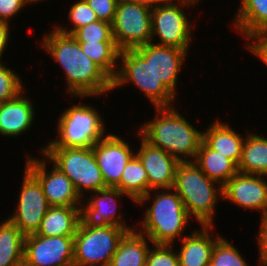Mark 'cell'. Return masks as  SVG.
Wrapping results in <instances>:
<instances>
[{
  "label": "cell",
  "instance_id": "obj_34",
  "mask_svg": "<svg viewBox=\"0 0 267 266\" xmlns=\"http://www.w3.org/2000/svg\"><path fill=\"white\" fill-rule=\"evenodd\" d=\"M175 245L152 244L148 250L145 266H180ZM173 248V249H172Z\"/></svg>",
  "mask_w": 267,
  "mask_h": 266
},
{
  "label": "cell",
  "instance_id": "obj_31",
  "mask_svg": "<svg viewBox=\"0 0 267 266\" xmlns=\"http://www.w3.org/2000/svg\"><path fill=\"white\" fill-rule=\"evenodd\" d=\"M69 26L64 27L60 24L54 25L58 31L72 35L77 29L99 20L96 13L90 8L86 0H75L68 10ZM60 25V26H59Z\"/></svg>",
  "mask_w": 267,
  "mask_h": 266
},
{
  "label": "cell",
  "instance_id": "obj_5",
  "mask_svg": "<svg viewBox=\"0 0 267 266\" xmlns=\"http://www.w3.org/2000/svg\"><path fill=\"white\" fill-rule=\"evenodd\" d=\"M65 109L58 116L57 138H50L43 147L92 148L108 134L103 114L91 103L79 102Z\"/></svg>",
  "mask_w": 267,
  "mask_h": 266
},
{
  "label": "cell",
  "instance_id": "obj_25",
  "mask_svg": "<svg viewBox=\"0 0 267 266\" xmlns=\"http://www.w3.org/2000/svg\"><path fill=\"white\" fill-rule=\"evenodd\" d=\"M151 240L136 230L127 232L120 240L109 266H145ZM150 245V246H149Z\"/></svg>",
  "mask_w": 267,
  "mask_h": 266
},
{
  "label": "cell",
  "instance_id": "obj_2",
  "mask_svg": "<svg viewBox=\"0 0 267 266\" xmlns=\"http://www.w3.org/2000/svg\"><path fill=\"white\" fill-rule=\"evenodd\" d=\"M154 119L140 123V136L179 162L194 161L203 141V131L189 122L175 106L154 107ZM151 120V121H150Z\"/></svg>",
  "mask_w": 267,
  "mask_h": 266
},
{
  "label": "cell",
  "instance_id": "obj_39",
  "mask_svg": "<svg viewBox=\"0 0 267 266\" xmlns=\"http://www.w3.org/2000/svg\"><path fill=\"white\" fill-rule=\"evenodd\" d=\"M11 23L4 21V20H0V62H2L3 60V55L6 52L5 50L7 49L9 40L11 39L10 35L11 29H13L10 25ZM11 27V28H10Z\"/></svg>",
  "mask_w": 267,
  "mask_h": 266
},
{
  "label": "cell",
  "instance_id": "obj_28",
  "mask_svg": "<svg viewBox=\"0 0 267 266\" xmlns=\"http://www.w3.org/2000/svg\"><path fill=\"white\" fill-rule=\"evenodd\" d=\"M136 203L149 192V180L140 159L134 155L126 164L121 181L116 186Z\"/></svg>",
  "mask_w": 267,
  "mask_h": 266
},
{
  "label": "cell",
  "instance_id": "obj_22",
  "mask_svg": "<svg viewBox=\"0 0 267 266\" xmlns=\"http://www.w3.org/2000/svg\"><path fill=\"white\" fill-rule=\"evenodd\" d=\"M236 12L233 15L232 29L247 39L245 41L267 32V0H240Z\"/></svg>",
  "mask_w": 267,
  "mask_h": 266
},
{
  "label": "cell",
  "instance_id": "obj_37",
  "mask_svg": "<svg viewBox=\"0 0 267 266\" xmlns=\"http://www.w3.org/2000/svg\"><path fill=\"white\" fill-rule=\"evenodd\" d=\"M248 52L261 60L262 63L267 66V32H263L255 35L248 43L245 45Z\"/></svg>",
  "mask_w": 267,
  "mask_h": 266
},
{
  "label": "cell",
  "instance_id": "obj_24",
  "mask_svg": "<svg viewBox=\"0 0 267 266\" xmlns=\"http://www.w3.org/2000/svg\"><path fill=\"white\" fill-rule=\"evenodd\" d=\"M210 179L224 186L237 172V165L219 152L210 149L203 141L193 161Z\"/></svg>",
  "mask_w": 267,
  "mask_h": 266
},
{
  "label": "cell",
  "instance_id": "obj_4",
  "mask_svg": "<svg viewBox=\"0 0 267 266\" xmlns=\"http://www.w3.org/2000/svg\"><path fill=\"white\" fill-rule=\"evenodd\" d=\"M173 189L191 219L200 226H215L217 204L223 200L219 183L208 178L193 161H186L176 168Z\"/></svg>",
  "mask_w": 267,
  "mask_h": 266
},
{
  "label": "cell",
  "instance_id": "obj_16",
  "mask_svg": "<svg viewBox=\"0 0 267 266\" xmlns=\"http://www.w3.org/2000/svg\"><path fill=\"white\" fill-rule=\"evenodd\" d=\"M266 175L237 172L222 186L223 200L246 211H260V217L267 214Z\"/></svg>",
  "mask_w": 267,
  "mask_h": 266
},
{
  "label": "cell",
  "instance_id": "obj_19",
  "mask_svg": "<svg viewBox=\"0 0 267 266\" xmlns=\"http://www.w3.org/2000/svg\"><path fill=\"white\" fill-rule=\"evenodd\" d=\"M25 92L0 103V136L18 138L34 125L35 105Z\"/></svg>",
  "mask_w": 267,
  "mask_h": 266
},
{
  "label": "cell",
  "instance_id": "obj_10",
  "mask_svg": "<svg viewBox=\"0 0 267 266\" xmlns=\"http://www.w3.org/2000/svg\"><path fill=\"white\" fill-rule=\"evenodd\" d=\"M151 16L146 6L118 0L112 34L120 51L151 43Z\"/></svg>",
  "mask_w": 267,
  "mask_h": 266
},
{
  "label": "cell",
  "instance_id": "obj_17",
  "mask_svg": "<svg viewBox=\"0 0 267 266\" xmlns=\"http://www.w3.org/2000/svg\"><path fill=\"white\" fill-rule=\"evenodd\" d=\"M149 63L154 74L177 97L179 74L184 69L190 51L155 44L153 42L135 48Z\"/></svg>",
  "mask_w": 267,
  "mask_h": 266
},
{
  "label": "cell",
  "instance_id": "obj_42",
  "mask_svg": "<svg viewBox=\"0 0 267 266\" xmlns=\"http://www.w3.org/2000/svg\"><path fill=\"white\" fill-rule=\"evenodd\" d=\"M186 1L192 2V3L196 4V6H197V4L201 3L202 0H186Z\"/></svg>",
  "mask_w": 267,
  "mask_h": 266
},
{
  "label": "cell",
  "instance_id": "obj_15",
  "mask_svg": "<svg viewBox=\"0 0 267 266\" xmlns=\"http://www.w3.org/2000/svg\"><path fill=\"white\" fill-rule=\"evenodd\" d=\"M129 144L120 135L108 133L92 147L107 187H116L120 183L126 164L135 155L136 150Z\"/></svg>",
  "mask_w": 267,
  "mask_h": 266
},
{
  "label": "cell",
  "instance_id": "obj_18",
  "mask_svg": "<svg viewBox=\"0 0 267 266\" xmlns=\"http://www.w3.org/2000/svg\"><path fill=\"white\" fill-rule=\"evenodd\" d=\"M136 133L140 147L135 151V155L146 170L149 191L173 188L179 161L164 150L150 145L140 136L139 131L136 130Z\"/></svg>",
  "mask_w": 267,
  "mask_h": 266
},
{
  "label": "cell",
  "instance_id": "obj_26",
  "mask_svg": "<svg viewBox=\"0 0 267 266\" xmlns=\"http://www.w3.org/2000/svg\"><path fill=\"white\" fill-rule=\"evenodd\" d=\"M247 130L238 172L267 176V137Z\"/></svg>",
  "mask_w": 267,
  "mask_h": 266
},
{
  "label": "cell",
  "instance_id": "obj_14",
  "mask_svg": "<svg viewBox=\"0 0 267 266\" xmlns=\"http://www.w3.org/2000/svg\"><path fill=\"white\" fill-rule=\"evenodd\" d=\"M74 236H25L23 266H73Z\"/></svg>",
  "mask_w": 267,
  "mask_h": 266
},
{
  "label": "cell",
  "instance_id": "obj_32",
  "mask_svg": "<svg viewBox=\"0 0 267 266\" xmlns=\"http://www.w3.org/2000/svg\"><path fill=\"white\" fill-rule=\"evenodd\" d=\"M72 36L78 42H115L112 24L103 20H97L77 29Z\"/></svg>",
  "mask_w": 267,
  "mask_h": 266
},
{
  "label": "cell",
  "instance_id": "obj_7",
  "mask_svg": "<svg viewBox=\"0 0 267 266\" xmlns=\"http://www.w3.org/2000/svg\"><path fill=\"white\" fill-rule=\"evenodd\" d=\"M39 152L72 181L82 199L86 193L107 188L92 148L41 147Z\"/></svg>",
  "mask_w": 267,
  "mask_h": 266
},
{
  "label": "cell",
  "instance_id": "obj_20",
  "mask_svg": "<svg viewBox=\"0 0 267 266\" xmlns=\"http://www.w3.org/2000/svg\"><path fill=\"white\" fill-rule=\"evenodd\" d=\"M214 226H201L183 237L177 251L180 266H209L211 253L221 235H212ZM214 236V237H213Z\"/></svg>",
  "mask_w": 267,
  "mask_h": 266
},
{
  "label": "cell",
  "instance_id": "obj_13",
  "mask_svg": "<svg viewBox=\"0 0 267 266\" xmlns=\"http://www.w3.org/2000/svg\"><path fill=\"white\" fill-rule=\"evenodd\" d=\"M21 189L15 210L7 217L25 235L36 233L46 212L48 204L39 181L24 167Z\"/></svg>",
  "mask_w": 267,
  "mask_h": 266
},
{
  "label": "cell",
  "instance_id": "obj_23",
  "mask_svg": "<svg viewBox=\"0 0 267 266\" xmlns=\"http://www.w3.org/2000/svg\"><path fill=\"white\" fill-rule=\"evenodd\" d=\"M80 206H51L41 221L37 235L75 236L80 222Z\"/></svg>",
  "mask_w": 267,
  "mask_h": 266
},
{
  "label": "cell",
  "instance_id": "obj_30",
  "mask_svg": "<svg viewBox=\"0 0 267 266\" xmlns=\"http://www.w3.org/2000/svg\"><path fill=\"white\" fill-rule=\"evenodd\" d=\"M209 266H249L232 242L222 236L216 241Z\"/></svg>",
  "mask_w": 267,
  "mask_h": 266
},
{
  "label": "cell",
  "instance_id": "obj_12",
  "mask_svg": "<svg viewBox=\"0 0 267 266\" xmlns=\"http://www.w3.org/2000/svg\"><path fill=\"white\" fill-rule=\"evenodd\" d=\"M27 153L25 168L39 181L50 206H80L82 198L72 181L43 154L34 157ZM43 157V158H42ZM49 167V169H48Z\"/></svg>",
  "mask_w": 267,
  "mask_h": 266
},
{
  "label": "cell",
  "instance_id": "obj_9",
  "mask_svg": "<svg viewBox=\"0 0 267 266\" xmlns=\"http://www.w3.org/2000/svg\"><path fill=\"white\" fill-rule=\"evenodd\" d=\"M127 232L119 226L86 227L79 222L74 236L73 266H109Z\"/></svg>",
  "mask_w": 267,
  "mask_h": 266
},
{
  "label": "cell",
  "instance_id": "obj_3",
  "mask_svg": "<svg viewBox=\"0 0 267 266\" xmlns=\"http://www.w3.org/2000/svg\"><path fill=\"white\" fill-rule=\"evenodd\" d=\"M149 202L142 221L136 222L137 232L147 236L153 244L167 245H174V241L179 242L188 235L183 233L192 221L184 203L173 188L151 190L135 204L145 206Z\"/></svg>",
  "mask_w": 267,
  "mask_h": 266
},
{
  "label": "cell",
  "instance_id": "obj_21",
  "mask_svg": "<svg viewBox=\"0 0 267 266\" xmlns=\"http://www.w3.org/2000/svg\"><path fill=\"white\" fill-rule=\"evenodd\" d=\"M213 121L203 131V142L210 149L221 153L238 166L246 134L245 136L240 135L230 126V123L222 122L219 119H213Z\"/></svg>",
  "mask_w": 267,
  "mask_h": 266
},
{
  "label": "cell",
  "instance_id": "obj_6",
  "mask_svg": "<svg viewBox=\"0 0 267 266\" xmlns=\"http://www.w3.org/2000/svg\"><path fill=\"white\" fill-rule=\"evenodd\" d=\"M130 83L150 100L153 108L175 106V100H178L135 49L120 51L118 70L112 79V91Z\"/></svg>",
  "mask_w": 267,
  "mask_h": 266
},
{
  "label": "cell",
  "instance_id": "obj_29",
  "mask_svg": "<svg viewBox=\"0 0 267 266\" xmlns=\"http://www.w3.org/2000/svg\"><path fill=\"white\" fill-rule=\"evenodd\" d=\"M82 51L111 79L118 70L120 50L116 42H79Z\"/></svg>",
  "mask_w": 267,
  "mask_h": 266
},
{
  "label": "cell",
  "instance_id": "obj_40",
  "mask_svg": "<svg viewBox=\"0 0 267 266\" xmlns=\"http://www.w3.org/2000/svg\"><path fill=\"white\" fill-rule=\"evenodd\" d=\"M125 1L140 4L152 9L158 4L165 2L166 0H125Z\"/></svg>",
  "mask_w": 267,
  "mask_h": 266
},
{
  "label": "cell",
  "instance_id": "obj_8",
  "mask_svg": "<svg viewBox=\"0 0 267 266\" xmlns=\"http://www.w3.org/2000/svg\"><path fill=\"white\" fill-rule=\"evenodd\" d=\"M195 5L186 0H166L152 8L151 42L188 51L195 26L184 11L186 7L194 8Z\"/></svg>",
  "mask_w": 267,
  "mask_h": 266
},
{
  "label": "cell",
  "instance_id": "obj_38",
  "mask_svg": "<svg viewBox=\"0 0 267 266\" xmlns=\"http://www.w3.org/2000/svg\"><path fill=\"white\" fill-rule=\"evenodd\" d=\"M260 226L257 231V247L258 249V263L259 266H267V214L261 216Z\"/></svg>",
  "mask_w": 267,
  "mask_h": 266
},
{
  "label": "cell",
  "instance_id": "obj_1",
  "mask_svg": "<svg viewBox=\"0 0 267 266\" xmlns=\"http://www.w3.org/2000/svg\"><path fill=\"white\" fill-rule=\"evenodd\" d=\"M39 41L46 55L63 69L65 89L72 99L99 98L112 92V79L82 51L72 35L53 27Z\"/></svg>",
  "mask_w": 267,
  "mask_h": 266
},
{
  "label": "cell",
  "instance_id": "obj_35",
  "mask_svg": "<svg viewBox=\"0 0 267 266\" xmlns=\"http://www.w3.org/2000/svg\"><path fill=\"white\" fill-rule=\"evenodd\" d=\"M99 20L113 23L118 0H86Z\"/></svg>",
  "mask_w": 267,
  "mask_h": 266
},
{
  "label": "cell",
  "instance_id": "obj_36",
  "mask_svg": "<svg viewBox=\"0 0 267 266\" xmlns=\"http://www.w3.org/2000/svg\"><path fill=\"white\" fill-rule=\"evenodd\" d=\"M27 5L28 0H0V20L11 23L16 15L28 7Z\"/></svg>",
  "mask_w": 267,
  "mask_h": 266
},
{
  "label": "cell",
  "instance_id": "obj_27",
  "mask_svg": "<svg viewBox=\"0 0 267 266\" xmlns=\"http://www.w3.org/2000/svg\"><path fill=\"white\" fill-rule=\"evenodd\" d=\"M25 235L8 218L0 221V266H23Z\"/></svg>",
  "mask_w": 267,
  "mask_h": 266
},
{
  "label": "cell",
  "instance_id": "obj_41",
  "mask_svg": "<svg viewBox=\"0 0 267 266\" xmlns=\"http://www.w3.org/2000/svg\"><path fill=\"white\" fill-rule=\"evenodd\" d=\"M42 1H44L45 2V0H28V2H29V6L31 5V4H37L38 2L40 3H42ZM47 1V0H46Z\"/></svg>",
  "mask_w": 267,
  "mask_h": 266
},
{
  "label": "cell",
  "instance_id": "obj_11",
  "mask_svg": "<svg viewBox=\"0 0 267 266\" xmlns=\"http://www.w3.org/2000/svg\"><path fill=\"white\" fill-rule=\"evenodd\" d=\"M124 198L132 200L116 187H107L91 192V195H86L80 204V223L86 227H106L112 225L125 228L128 232L135 230V225H128L127 221L124 220L122 210L118 211V200H124Z\"/></svg>",
  "mask_w": 267,
  "mask_h": 266
},
{
  "label": "cell",
  "instance_id": "obj_33",
  "mask_svg": "<svg viewBox=\"0 0 267 266\" xmlns=\"http://www.w3.org/2000/svg\"><path fill=\"white\" fill-rule=\"evenodd\" d=\"M6 63L0 62V103L11 100L26 91L21 77L15 70L7 67Z\"/></svg>",
  "mask_w": 267,
  "mask_h": 266
}]
</instances>
